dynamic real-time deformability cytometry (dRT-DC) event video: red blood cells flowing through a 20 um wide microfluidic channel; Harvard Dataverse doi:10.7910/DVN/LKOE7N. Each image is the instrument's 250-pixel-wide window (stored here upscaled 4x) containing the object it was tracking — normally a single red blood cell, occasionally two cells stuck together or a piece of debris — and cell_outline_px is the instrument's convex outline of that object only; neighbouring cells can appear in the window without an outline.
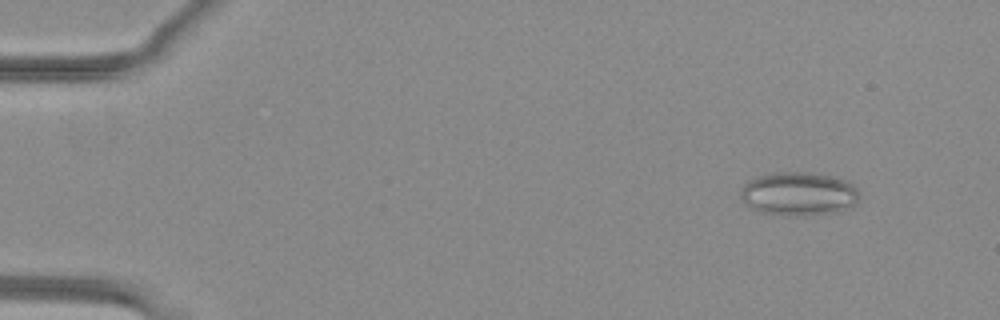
{"species": "common noctule bat (a hibernating species)", "species_latin": "Nyctalus noctula", "temperature_condition": "warm", "stored_images_in_passage": 52, "camera_frame_rate_fps": 3000, "um_per_image_px": 0.085, "animal": {"sex": "female", "body_mass_g": 29.2, "forearm_length_mm": 56.3}, "frame": {"image": 1, "passage_image": 5, "time_ms": 1.333, "image_size_px": [1000, 320], "cell_outline_px": [[860, 200], [852, 208], [836, 212], [804, 216], [784, 216], [764, 212], [752, 208], [744, 204], [740, 196], [740, 192], [744, 184], [748, 180], [760, 176], [776, 172], [808, 172], [832, 176], [844, 180], [852, 184], [860, 192]], "centroid_in_image_um": [67.92, 16.49], "position_along_channel_um": 17.1, "area_um2": 30.58}}
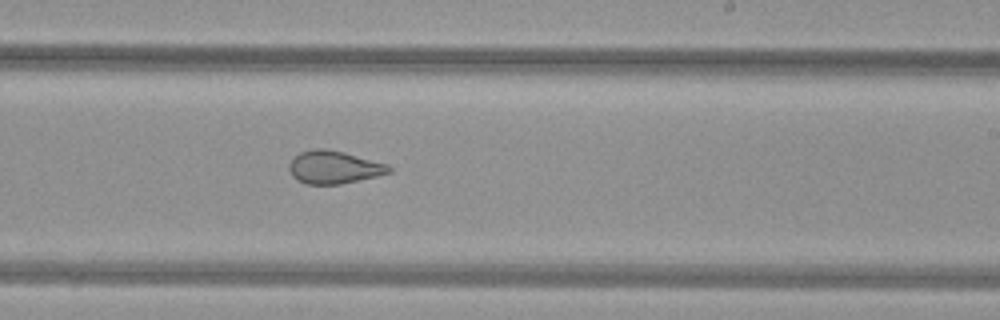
{"frame": {"image": 2, "passage_image": 32, "time_ms": 10.333, "image_size_px": [1000, 320], "cell_outline_px": [[392, 172], [376, 176], [340, 184], [304, 184], [296, 180], [292, 176], [288, 168], [288, 164], [300, 152], [312, 148], [324, 148], [344, 152], [388, 164], [392, 168]], "centroid_in_image_um": [28.36, 14.21], "position_along_channel_um": 260.6, "area_um2": 19.19}}
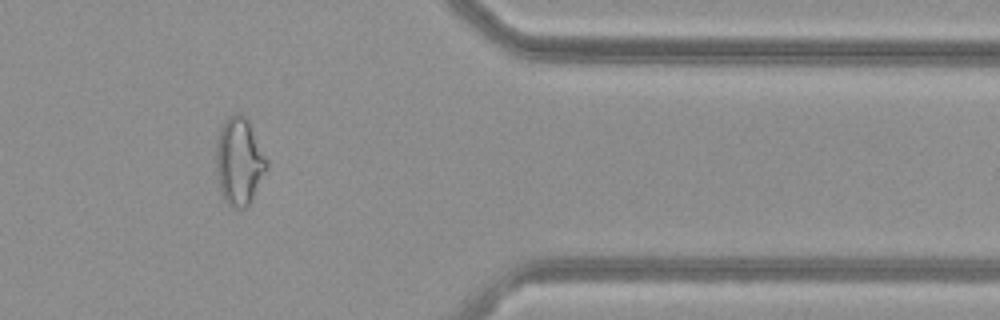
{"frame": {"image": 3, "passage_image": 43, "time_ms": 14.0, "image_size_px": [1000, 320], "cell_outline_px": [[268, 168], [248, 204], [244, 208], [236, 208], [228, 204], [224, 200], [220, 192], [216, 172], [216, 144], [220, 128], [224, 120], [228, 116], [236, 112], [244, 112], [268, 160]], "centroid_in_image_um": [20.32, 13.66], "position_along_channel_um": 391.1, "area_um2": 25.95}, "authors_computed_cell_mechanics": {"area_um2": 25.5476, "velocity_mm_per_s": 4.0563, "shape_relaxation_time_tau1_ms": null, "shape_relaxation_time_tau2_ms": 1.1338, "deformation_change_tau1": null, "deformation_change_tau2": 0.077}}